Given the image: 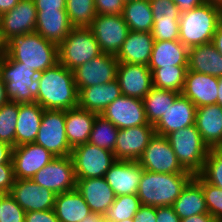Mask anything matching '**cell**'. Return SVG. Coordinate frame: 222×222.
<instances>
[{
	"mask_svg": "<svg viewBox=\"0 0 222 222\" xmlns=\"http://www.w3.org/2000/svg\"><path fill=\"white\" fill-rule=\"evenodd\" d=\"M36 102L45 110H68L78 106V90L73 71L59 62L38 74Z\"/></svg>",
	"mask_w": 222,
	"mask_h": 222,
	"instance_id": "cell-1",
	"label": "cell"
},
{
	"mask_svg": "<svg viewBox=\"0 0 222 222\" xmlns=\"http://www.w3.org/2000/svg\"><path fill=\"white\" fill-rule=\"evenodd\" d=\"M4 54L38 73L59 62L58 45L36 32L12 36L4 43Z\"/></svg>",
	"mask_w": 222,
	"mask_h": 222,
	"instance_id": "cell-2",
	"label": "cell"
},
{
	"mask_svg": "<svg viewBox=\"0 0 222 222\" xmlns=\"http://www.w3.org/2000/svg\"><path fill=\"white\" fill-rule=\"evenodd\" d=\"M194 178L186 173H157L144 170L137 191L141 205L152 207L172 206L182 190Z\"/></svg>",
	"mask_w": 222,
	"mask_h": 222,
	"instance_id": "cell-3",
	"label": "cell"
},
{
	"mask_svg": "<svg viewBox=\"0 0 222 222\" xmlns=\"http://www.w3.org/2000/svg\"><path fill=\"white\" fill-rule=\"evenodd\" d=\"M222 23V8L210 2L181 13L179 41L188 49L212 42L215 31Z\"/></svg>",
	"mask_w": 222,
	"mask_h": 222,
	"instance_id": "cell-4",
	"label": "cell"
},
{
	"mask_svg": "<svg viewBox=\"0 0 222 222\" xmlns=\"http://www.w3.org/2000/svg\"><path fill=\"white\" fill-rule=\"evenodd\" d=\"M38 72L16 62L3 53L0 58V76L5 82L6 95L12 102H36L39 91Z\"/></svg>",
	"mask_w": 222,
	"mask_h": 222,
	"instance_id": "cell-5",
	"label": "cell"
},
{
	"mask_svg": "<svg viewBox=\"0 0 222 222\" xmlns=\"http://www.w3.org/2000/svg\"><path fill=\"white\" fill-rule=\"evenodd\" d=\"M185 171L198 175L204 165L209 147L204 143L195 124L165 136Z\"/></svg>",
	"mask_w": 222,
	"mask_h": 222,
	"instance_id": "cell-6",
	"label": "cell"
},
{
	"mask_svg": "<svg viewBox=\"0 0 222 222\" xmlns=\"http://www.w3.org/2000/svg\"><path fill=\"white\" fill-rule=\"evenodd\" d=\"M101 53L95 35L88 27H74L58 45L59 63L71 71Z\"/></svg>",
	"mask_w": 222,
	"mask_h": 222,
	"instance_id": "cell-7",
	"label": "cell"
},
{
	"mask_svg": "<svg viewBox=\"0 0 222 222\" xmlns=\"http://www.w3.org/2000/svg\"><path fill=\"white\" fill-rule=\"evenodd\" d=\"M76 179L101 178L116 162L112 151L86 142L72 149Z\"/></svg>",
	"mask_w": 222,
	"mask_h": 222,
	"instance_id": "cell-8",
	"label": "cell"
},
{
	"mask_svg": "<svg viewBox=\"0 0 222 222\" xmlns=\"http://www.w3.org/2000/svg\"><path fill=\"white\" fill-rule=\"evenodd\" d=\"M35 143L55 157L71 155L72 148L66 136L64 110L44 109Z\"/></svg>",
	"mask_w": 222,
	"mask_h": 222,
	"instance_id": "cell-9",
	"label": "cell"
},
{
	"mask_svg": "<svg viewBox=\"0 0 222 222\" xmlns=\"http://www.w3.org/2000/svg\"><path fill=\"white\" fill-rule=\"evenodd\" d=\"M102 53L117 56L129 32L122 15H96L88 27Z\"/></svg>",
	"mask_w": 222,
	"mask_h": 222,
	"instance_id": "cell-10",
	"label": "cell"
},
{
	"mask_svg": "<svg viewBox=\"0 0 222 222\" xmlns=\"http://www.w3.org/2000/svg\"><path fill=\"white\" fill-rule=\"evenodd\" d=\"M143 170L157 173H186L165 136L154 134L137 161Z\"/></svg>",
	"mask_w": 222,
	"mask_h": 222,
	"instance_id": "cell-11",
	"label": "cell"
},
{
	"mask_svg": "<svg viewBox=\"0 0 222 222\" xmlns=\"http://www.w3.org/2000/svg\"><path fill=\"white\" fill-rule=\"evenodd\" d=\"M31 180L56 195L76 189V177L71 156L55 157Z\"/></svg>",
	"mask_w": 222,
	"mask_h": 222,
	"instance_id": "cell-12",
	"label": "cell"
},
{
	"mask_svg": "<svg viewBox=\"0 0 222 222\" xmlns=\"http://www.w3.org/2000/svg\"><path fill=\"white\" fill-rule=\"evenodd\" d=\"M118 63L116 56L101 53L89 62L78 66L73 70L77 90L115 80Z\"/></svg>",
	"mask_w": 222,
	"mask_h": 222,
	"instance_id": "cell-13",
	"label": "cell"
},
{
	"mask_svg": "<svg viewBox=\"0 0 222 222\" xmlns=\"http://www.w3.org/2000/svg\"><path fill=\"white\" fill-rule=\"evenodd\" d=\"M37 9L34 0H20L10 11L0 16V40L4 44L15 35L35 32Z\"/></svg>",
	"mask_w": 222,
	"mask_h": 222,
	"instance_id": "cell-14",
	"label": "cell"
},
{
	"mask_svg": "<svg viewBox=\"0 0 222 222\" xmlns=\"http://www.w3.org/2000/svg\"><path fill=\"white\" fill-rule=\"evenodd\" d=\"M101 115L118 129L151 125L146 118L143 100L125 95L115 99Z\"/></svg>",
	"mask_w": 222,
	"mask_h": 222,
	"instance_id": "cell-15",
	"label": "cell"
},
{
	"mask_svg": "<svg viewBox=\"0 0 222 222\" xmlns=\"http://www.w3.org/2000/svg\"><path fill=\"white\" fill-rule=\"evenodd\" d=\"M54 158L48 150L35 142L13 147L11 160L15 179H32Z\"/></svg>",
	"mask_w": 222,
	"mask_h": 222,
	"instance_id": "cell-16",
	"label": "cell"
},
{
	"mask_svg": "<svg viewBox=\"0 0 222 222\" xmlns=\"http://www.w3.org/2000/svg\"><path fill=\"white\" fill-rule=\"evenodd\" d=\"M154 134L153 125L119 129L113 151L115 158L123 161H138Z\"/></svg>",
	"mask_w": 222,
	"mask_h": 222,
	"instance_id": "cell-17",
	"label": "cell"
},
{
	"mask_svg": "<svg viewBox=\"0 0 222 222\" xmlns=\"http://www.w3.org/2000/svg\"><path fill=\"white\" fill-rule=\"evenodd\" d=\"M10 194L25 212L54 209L56 194L31 179H15Z\"/></svg>",
	"mask_w": 222,
	"mask_h": 222,
	"instance_id": "cell-18",
	"label": "cell"
},
{
	"mask_svg": "<svg viewBox=\"0 0 222 222\" xmlns=\"http://www.w3.org/2000/svg\"><path fill=\"white\" fill-rule=\"evenodd\" d=\"M116 79L122 95L141 100L153 87L152 72L142 64L118 63Z\"/></svg>",
	"mask_w": 222,
	"mask_h": 222,
	"instance_id": "cell-19",
	"label": "cell"
},
{
	"mask_svg": "<svg viewBox=\"0 0 222 222\" xmlns=\"http://www.w3.org/2000/svg\"><path fill=\"white\" fill-rule=\"evenodd\" d=\"M143 171L137 161L116 160L104 178L115 196L137 194Z\"/></svg>",
	"mask_w": 222,
	"mask_h": 222,
	"instance_id": "cell-20",
	"label": "cell"
},
{
	"mask_svg": "<svg viewBox=\"0 0 222 222\" xmlns=\"http://www.w3.org/2000/svg\"><path fill=\"white\" fill-rule=\"evenodd\" d=\"M181 94L188 98L196 107L217 104L218 78L187 70Z\"/></svg>",
	"mask_w": 222,
	"mask_h": 222,
	"instance_id": "cell-21",
	"label": "cell"
},
{
	"mask_svg": "<svg viewBox=\"0 0 222 222\" xmlns=\"http://www.w3.org/2000/svg\"><path fill=\"white\" fill-rule=\"evenodd\" d=\"M196 108L188 98L180 94L154 125L155 134L166 136L173 131L195 124Z\"/></svg>",
	"mask_w": 222,
	"mask_h": 222,
	"instance_id": "cell-22",
	"label": "cell"
},
{
	"mask_svg": "<svg viewBox=\"0 0 222 222\" xmlns=\"http://www.w3.org/2000/svg\"><path fill=\"white\" fill-rule=\"evenodd\" d=\"M76 189L83 196L92 213L101 216L106 215L116 197L104 177L76 179Z\"/></svg>",
	"mask_w": 222,
	"mask_h": 222,
	"instance_id": "cell-23",
	"label": "cell"
},
{
	"mask_svg": "<svg viewBox=\"0 0 222 222\" xmlns=\"http://www.w3.org/2000/svg\"><path fill=\"white\" fill-rule=\"evenodd\" d=\"M195 126L209 149L222 145V107L219 104L197 107Z\"/></svg>",
	"mask_w": 222,
	"mask_h": 222,
	"instance_id": "cell-24",
	"label": "cell"
},
{
	"mask_svg": "<svg viewBox=\"0 0 222 222\" xmlns=\"http://www.w3.org/2000/svg\"><path fill=\"white\" fill-rule=\"evenodd\" d=\"M121 95L117 79L101 85L84 87L78 91V107L101 115L106 107Z\"/></svg>",
	"mask_w": 222,
	"mask_h": 222,
	"instance_id": "cell-25",
	"label": "cell"
},
{
	"mask_svg": "<svg viewBox=\"0 0 222 222\" xmlns=\"http://www.w3.org/2000/svg\"><path fill=\"white\" fill-rule=\"evenodd\" d=\"M154 42L151 32L129 31L116 58L119 63L148 66Z\"/></svg>",
	"mask_w": 222,
	"mask_h": 222,
	"instance_id": "cell-26",
	"label": "cell"
},
{
	"mask_svg": "<svg viewBox=\"0 0 222 222\" xmlns=\"http://www.w3.org/2000/svg\"><path fill=\"white\" fill-rule=\"evenodd\" d=\"M74 27L66 10L37 11L35 32L59 45Z\"/></svg>",
	"mask_w": 222,
	"mask_h": 222,
	"instance_id": "cell-27",
	"label": "cell"
},
{
	"mask_svg": "<svg viewBox=\"0 0 222 222\" xmlns=\"http://www.w3.org/2000/svg\"><path fill=\"white\" fill-rule=\"evenodd\" d=\"M44 109L37 102L19 103L15 147L35 142Z\"/></svg>",
	"mask_w": 222,
	"mask_h": 222,
	"instance_id": "cell-28",
	"label": "cell"
},
{
	"mask_svg": "<svg viewBox=\"0 0 222 222\" xmlns=\"http://www.w3.org/2000/svg\"><path fill=\"white\" fill-rule=\"evenodd\" d=\"M97 115L78 106L65 111L66 136L72 149L89 141Z\"/></svg>",
	"mask_w": 222,
	"mask_h": 222,
	"instance_id": "cell-29",
	"label": "cell"
},
{
	"mask_svg": "<svg viewBox=\"0 0 222 222\" xmlns=\"http://www.w3.org/2000/svg\"><path fill=\"white\" fill-rule=\"evenodd\" d=\"M188 51L179 40L155 41L148 68L188 66Z\"/></svg>",
	"mask_w": 222,
	"mask_h": 222,
	"instance_id": "cell-30",
	"label": "cell"
},
{
	"mask_svg": "<svg viewBox=\"0 0 222 222\" xmlns=\"http://www.w3.org/2000/svg\"><path fill=\"white\" fill-rule=\"evenodd\" d=\"M188 70L219 78L222 76V55L210 42L189 48Z\"/></svg>",
	"mask_w": 222,
	"mask_h": 222,
	"instance_id": "cell-31",
	"label": "cell"
},
{
	"mask_svg": "<svg viewBox=\"0 0 222 222\" xmlns=\"http://www.w3.org/2000/svg\"><path fill=\"white\" fill-rule=\"evenodd\" d=\"M54 211L59 222H80L92 213L77 189L57 194Z\"/></svg>",
	"mask_w": 222,
	"mask_h": 222,
	"instance_id": "cell-32",
	"label": "cell"
},
{
	"mask_svg": "<svg viewBox=\"0 0 222 222\" xmlns=\"http://www.w3.org/2000/svg\"><path fill=\"white\" fill-rule=\"evenodd\" d=\"M180 219L208 213L202 187L192 179L172 205Z\"/></svg>",
	"mask_w": 222,
	"mask_h": 222,
	"instance_id": "cell-33",
	"label": "cell"
},
{
	"mask_svg": "<svg viewBox=\"0 0 222 222\" xmlns=\"http://www.w3.org/2000/svg\"><path fill=\"white\" fill-rule=\"evenodd\" d=\"M122 16L129 31L151 32L154 21L149 0L125 2Z\"/></svg>",
	"mask_w": 222,
	"mask_h": 222,
	"instance_id": "cell-34",
	"label": "cell"
},
{
	"mask_svg": "<svg viewBox=\"0 0 222 222\" xmlns=\"http://www.w3.org/2000/svg\"><path fill=\"white\" fill-rule=\"evenodd\" d=\"M176 91L152 87L143 98L146 118L149 124L155 125L173 105L175 99L180 95Z\"/></svg>",
	"mask_w": 222,
	"mask_h": 222,
	"instance_id": "cell-35",
	"label": "cell"
},
{
	"mask_svg": "<svg viewBox=\"0 0 222 222\" xmlns=\"http://www.w3.org/2000/svg\"><path fill=\"white\" fill-rule=\"evenodd\" d=\"M188 66L161 67L152 71L153 86L181 93Z\"/></svg>",
	"mask_w": 222,
	"mask_h": 222,
	"instance_id": "cell-36",
	"label": "cell"
},
{
	"mask_svg": "<svg viewBox=\"0 0 222 222\" xmlns=\"http://www.w3.org/2000/svg\"><path fill=\"white\" fill-rule=\"evenodd\" d=\"M118 128L102 115H97L90 133L89 143L114 151L117 140Z\"/></svg>",
	"mask_w": 222,
	"mask_h": 222,
	"instance_id": "cell-37",
	"label": "cell"
},
{
	"mask_svg": "<svg viewBox=\"0 0 222 222\" xmlns=\"http://www.w3.org/2000/svg\"><path fill=\"white\" fill-rule=\"evenodd\" d=\"M66 12L73 27H89L96 17L94 0H67Z\"/></svg>",
	"mask_w": 222,
	"mask_h": 222,
	"instance_id": "cell-38",
	"label": "cell"
},
{
	"mask_svg": "<svg viewBox=\"0 0 222 222\" xmlns=\"http://www.w3.org/2000/svg\"><path fill=\"white\" fill-rule=\"evenodd\" d=\"M19 103L7 101L0 106V141L15 147Z\"/></svg>",
	"mask_w": 222,
	"mask_h": 222,
	"instance_id": "cell-39",
	"label": "cell"
},
{
	"mask_svg": "<svg viewBox=\"0 0 222 222\" xmlns=\"http://www.w3.org/2000/svg\"><path fill=\"white\" fill-rule=\"evenodd\" d=\"M141 202L137 194L116 196L105 217L110 222H118L134 218Z\"/></svg>",
	"mask_w": 222,
	"mask_h": 222,
	"instance_id": "cell-40",
	"label": "cell"
},
{
	"mask_svg": "<svg viewBox=\"0 0 222 222\" xmlns=\"http://www.w3.org/2000/svg\"><path fill=\"white\" fill-rule=\"evenodd\" d=\"M193 179L202 187L208 213L222 221V189L206 182L199 174Z\"/></svg>",
	"mask_w": 222,
	"mask_h": 222,
	"instance_id": "cell-41",
	"label": "cell"
},
{
	"mask_svg": "<svg viewBox=\"0 0 222 222\" xmlns=\"http://www.w3.org/2000/svg\"><path fill=\"white\" fill-rule=\"evenodd\" d=\"M199 175L208 183L222 189V153L210 149Z\"/></svg>",
	"mask_w": 222,
	"mask_h": 222,
	"instance_id": "cell-42",
	"label": "cell"
},
{
	"mask_svg": "<svg viewBox=\"0 0 222 222\" xmlns=\"http://www.w3.org/2000/svg\"><path fill=\"white\" fill-rule=\"evenodd\" d=\"M153 21H179L180 9L172 0H149Z\"/></svg>",
	"mask_w": 222,
	"mask_h": 222,
	"instance_id": "cell-43",
	"label": "cell"
},
{
	"mask_svg": "<svg viewBox=\"0 0 222 222\" xmlns=\"http://www.w3.org/2000/svg\"><path fill=\"white\" fill-rule=\"evenodd\" d=\"M0 222H25L26 212L15 201V199L8 194L1 203Z\"/></svg>",
	"mask_w": 222,
	"mask_h": 222,
	"instance_id": "cell-44",
	"label": "cell"
},
{
	"mask_svg": "<svg viewBox=\"0 0 222 222\" xmlns=\"http://www.w3.org/2000/svg\"><path fill=\"white\" fill-rule=\"evenodd\" d=\"M179 21H155L151 35L155 41L179 40Z\"/></svg>",
	"mask_w": 222,
	"mask_h": 222,
	"instance_id": "cell-45",
	"label": "cell"
},
{
	"mask_svg": "<svg viewBox=\"0 0 222 222\" xmlns=\"http://www.w3.org/2000/svg\"><path fill=\"white\" fill-rule=\"evenodd\" d=\"M96 14L122 15L124 0H94Z\"/></svg>",
	"mask_w": 222,
	"mask_h": 222,
	"instance_id": "cell-46",
	"label": "cell"
},
{
	"mask_svg": "<svg viewBox=\"0 0 222 222\" xmlns=\"http://www.w3.org/2000/svg\"><path fill=\"white\" fill-rule=\"evenodd\" d=\"M15 177L12 162L0 164V191L10 194Z\"/></svg>",
	"mask_w": 222,
	"mask_h": 222,
	"instance_id": "cell-47",
	"label": "cell"
},
{
	"mask_svg": "<svg viewBox=\"0 0 222 222\" xmlns=\"http://www.w3.org/2000/svg\"><path fill=\"white\" fill-rule=\"evenodd\" d=\"M25 222H59L54 209L29 211L25 214Z\"/></svg>",
	"mask_w": 222,
	"mask_h": 222,
	"instance_id": "cell-48",
	"label": "cell"
},
{
	"mask_svg": "<svg viewBox=\"0 0 222 222\" xmlns=\"http://www.w3.org/2000/svg\"><path fill=\"white\" fill-rule=\"evenodd\" d=\"M37 11L66 10L67 0H34Z\"/></svg>",
	"mask_w": 222,
	"mask_h": 222,
	"instance_id": "cell-49",
	"label": "cell"
},
{
	"mask_svg": "<svg viewBox=\"0 0 222 222\" xmlns=\"http://www.w3.org/2000/svg\"><path fill=\"white\" fill-rule=\"evenodd\" d=\"M156 218V207L149 205H141L134 216L135 222H156Z\"/></svg>",
	"mask_w": 222,
	"mask_h": 222,
	"instance_id": "cell-50",
	"label": "cell"
},
{
	"mask_svg": "<svg viewBox=\"0 0 222 222\" xmlns=\"http://www.w3.org/2000/svg\"><path fill=\"white\" fill-rule=\"evenodd\" d=\"M156 215V222H180L181 220L172 206L156 207Z\"/></svg>",
	"mask_w": 222,
	"mask_h": 222,
	"instance_id": "cell-51",
	"label": "cell"
},
{
	"mask_svg": "<svg viewBox=\"0 0 222 222\" xmlns=\"http://www.w3.org/2000/svg\"><path fill=\"white\" fill-rule=\"evenodd\" d=\"M180 9L181 13L190 11L191 9L202 5L205 0H172Z\"/></svg>",
	"mask_w": 222,
	"mask_h": 222,
	"instance_id": "cell-52",
	"label": "cell"
},
{
	"mask_svg": "<svg viewBox=\"0 0 222 222\" xmlns=\"http://www.w3.org/2000/svg\"><path fill=\"white\" fill-rule=\"evenodd\" d=\"M13 147L0 141V164L12 162Z\"/></svg>",
	"mask_w": 222,
	"mask_h": 222,
	"instance_id": "cell-53",
	"label": "cell"
},
{
	"mask_svg": "<svg viewBox=\"0 0 222 222\" xmlns=\"http://www.w3.org/2000/svg\"><path fill=\"white\" fill-rule=\"evenodd\" d=\"M180 222H217V220L209 213H203L181 219Z\"/></svg>",
	"mask_w": 222,
	"mask_h": 222,
	"instance_id": "cell-54",
	"label": "cell"
},
{
	"mask_svg": "<svg viewBox=\"0 0 222 222\" xmlns=\"http://www.w3.org/2000/svg\"><path fill=\"white\" fill-rule=\"evenodd\" d=\"M212 43L215 45L218 52L222 55V23L218 26L213 36Z\"/></svg>",
	"mask_w": 222,
	"mask_h": 222,
	"instance_id": "cell-55",
	"label": "cell"
},
{
	"mask_svg": "<svg viewBox=\"0 0 222 222\" xmlns=\"http://www.w3.org/2000/svg\"><path fill=\"white\" fill-rule=\"evenodd\" d=\"M20 0H0V16L15 7Z\"/></svg>",
	"mask_w": 222,
	"mask_h": 222,
	"instance_id": "cell-56",
	"label": "cell"
},
{
	"mask_svg": "<svg viewBox=\"0 0 222 222\" xmlns=\"http://www.w3.org/2000/svg\"><path fill=\"white\" fill-rule=\"evenodd\" d=\"M80 222H110V221L105 216L91 213L86 217H84V219Z\"/></svg>",
	"mask_w": 222,
	"mask_h": 222,
	"instance_id": "cell-57",
	"label": "cell"
},
{
	"mask_svg": "<svg viewBox=\"0 0 222 222\" xmlns=\"http://www.w3.org/2000/svg\"><path fill=\"white\" fill-rule=\"evenodd\" d=\"M7 101H9V99L6 95L5 82L2 80L0 76V106L6 103Z\"/></svg>",
	"mask_w": 222,
	"mask_h": 222,
	"instance_id": "cell-58",
	"label": "cell"
},
{
	"mask_svg": "<svg viewBox=\"0 0 222 222\" xmlns=\"http://www.w3.org/2000/svg\"><path fill=\"white\" fill-rule=\"evenodd\" d=\"M217 104L222 107V76L218 78V99Z\"/></svg>",
	"mask_w": 222,
	"mask_h": 222,
	"instance_id": "cell-59",
	"label": "cell"
},
{
	"mask_svg": "<svg viewBox=\"0 0 222 222\" xmlns=\"http://www.w3.org/2000/svg\"><path fill=\"white\" fill-rule=\"evenodd\" d=\"M206 2H210L215 6L222 8V0H205Z\"/></svg>",
	"mask_w": 222,
	"mask_h": 222,
	"instance_id": "cell-60",
	"label": "cell"
},
{
	"mask_svg": "<svg viewBox=\"0 0 222 222\" xmlns=\"http://www.w3.org/2000/svg\"><path fill=\"white\" fill-rule=\"evenodd\" d=\"M7 195H8L7 193H4V192H1V191H0V206H1L2 200H3ZM0 212H1V208H0Z\"/></svg>",
	"mask_w": 222,
	"mask_h": 222,
	"instance_id": "cell-61",
	"label": "cell"
},
{
	"mask_svg": "<svg viewBox=\"0 0 222 222\" xmlns=\"http://www.w3.org/2000/svg\"><path fill=\"white\" fill-rule=\"evenodd\" d=\"M4 53V44L0 40V58L3 56Z\"/></svg>",
	"mask_w": 222,
	"mask_h": 222,
	"instance_id": "cell-62",
	"label": "cell"
},
{
	"mask_svg": "<svg viewBox=\"0 0 222 222\" xmlns=\"http://www.w3.org/2000/svg\"><path fill=\"white\" fill-rule=\"evenodd\" d=\"M118 222H135V219L131 218V219L122 220V221H118Z\"/></svg>",
	"mask_w": 222,
	"mask_h": 222,
	"instance_id": "cell-63",
	"label": "cell"
}]
</instances>
